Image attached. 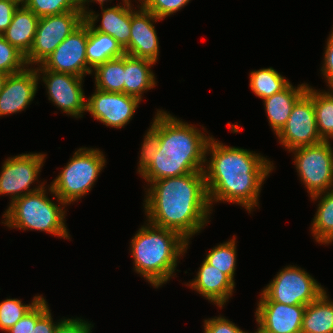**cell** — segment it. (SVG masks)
Instances as JSON below:
<instances>
[{"label":"cell","instance_id":"obj_1","mask_svg":"<svg viewBox=\"0 0 333 333\" xmlns=\"http://www.w3.org/2000/svg\"><path fill=\"white\" fill-rule=\"evenodd\" d=\"M197 129L165 111H158L144 136L137 172L148 183L203 172L211 137Z\"/></svg>","mask_w":333,"mask_h":333},{"label":"cell","instance_id":"obj_2","mask_svg":"<svg viewBox=\"0 0 333 333\" xmlns=\"http://www.w3.org/2000/svg\"><path fill=\"white\" fill-rule=\"evenodd\" d=\"M208 151L211 159L205 160L209 163L203 172L210 206L214 201H227L251 212L258 206L262 183L273 170V163L247 149L227 147L212 136L206 154Z\"/></svg>","mask_w":333,"mask_h":333},{"label":"cell","instance_id":"obj_3","mask_svg":"<svg viewBox=\"0 0 333 333\" xmlns=\"http://www.w3.org/2000/svg\"><path fill=\"white\" fill-rule=\"evenodd\" d=\"M146 195L147 221L177 232L188 242L209 222L212 207L204 172L152 181Z\"/></svg>","mask_w":333,"mask_h":333},{"label":"cell","instance_id":"obj_4","mask_svg":"<svg viewBox=\"0 0 333 333\" xmlns=\"http://www.w3.org/2000/svg\"><path fill=\"white\" fill-rule=\"evenodd\" d=\"M189 243L180 234L148 222L131 241L134 270L158 288L169 281Z\"/></svg>","mask_w":333,"mask_h":333},{"label":"cell","instance_id":"obj_5","mask_svg":"<svg viewBox=\"0 0 333 333\" xmlns=\"http://www.w3.org/2000/svg\"><path fill=\"white\" fill-rule=\"evenodd\" d=\"M45 186L15 199L3 214L6 226L23 230H39L70 239L65 225L64 207L46 196Z\"/></svg>","mask_w":333,"mask_h":333},{"label":"cell","instance_id":"obj_6","mask_svg":"<svg viewBox=\"0 0 333 333\" xmlns=\"http://www.w3.org/2000/svg\"><path fill=\"white\" fill-rule=\"evenodd\" d=\"M106 160L99 149L79 148L49 187L60 205H68L87 194Z\"/></svg>","mask_w":333,"mask_h":333},{"label":"cell","instance_id":"obj_7","mask_svg":"<svg viewBox=\"0 0 333 333\" xmlns=\"http://www.w3.org/2000/svg\"><path fill=\"white\" fill-rule=\"evenodd\" d=\"M324 288L305 270L287 266L262 290L259 302L304 305L316 300Z\"/></svg>","mask_w":333,"mask_h":333},{"label":"cell","instance_id":"obj_8","mask_svg":"<svg viewBox=\"0 0 333 333\" xmlns=\"http://www.w3.org/2000/svg\"><path fill=\"white\" fill-rule=\"evenodd\" d=\"M329 142L322 141L290 150L294 152L300 180L311 197L333 188V148Z\"/></svg>","mask_w":333,"mask_h":333},{"label":"cell","instance_id":"obj_9","mask_svg":"<svg viewBox=\"0 0 333 333\" xmlns=\"http://www.w3.org/2000/svg\"><path fill=\"white\" fill-rule=\"evenodd\" d=\"M84 20L85 18L81 11H69L41 17L37 25L32 48L25 56L28 67L34 63L41 65L58 45L78 28Z\"/></svg>","mask_w":333,"mask_h":333},{"label":"cell","instance_id":"obj_10","mask_svg":"<svg viewBox=\"0 0 333 333\" xmlns=\"http://www.w3.org/2000/svg\"><path fill=\"white\" fill-rule=\"evenodd\" d=\"M276 136L288 151L323 141L317 130L312 87L308 86L307 92L293 106L287 122Z\"/></svg>","mask_w":333,"mask_h":333},{"label":"cell","instance_id":"obj_11","mask_svg":"<svg viewBox=\"0 0 333 333\" xmlns=\"http://www.w3.org/2000/svg\"><path fill=\"white\" fill-rule=\"evenodd\" d=\"M45 157L41 153H26L6 159L0 172V195L9 194L12 203L25 194L43 188L44 184L33 189H30V185L38 179Z\"/></svg>","mask_w":333,"mask_h":333},{"label":"cell","instance_id":"obj_12","mask_svg":"<svg viewBox=\"0 0 333 333\" xmlns=\"http://www.w3.org/2000/svg\"><path fill=\"white\" fill-rule=\"evenodd\" d=\"M88 41V23L76 28L58 47L43 61L41 66L46 70L70 73L78 77L92 74L88 68L86 46Z\"/></svg>","mask_w":333,"mask_h":333},{"label":"cell","instance_id":"obj_13","mask_svg":"<svg viewBox=\"0 0 333 333\" xmlns=\"http://www.w3.org/2000/svg\"><path fill=\"white\" fill-rule=\"evenodd\" d=\"M36 72L43 74L42 80L48 90V98L64 113L76 118L82 117L86 111L84 91L82 89L83 77L70 73L55 72L37 65Z\"/></svg>","mask_w":333,"mask_h":333},{"label":"cell","instance_id":"obj_14","mask_svg":"<svg viewBox=\"0 0 333 333\" xmlns=\"http://www.w3.org/2000/svg\"><path fill=\"white\" fill-rule=\"evenodd\" d=\"M140 101L124 93L96 89L86 102V112L106 126L122 128L132 119Z\"/></svg>","mask_w":333,"mask_h":333},{"label":"cell","instance_id":"obj_15","mask_svg":"<svg viewBox=\"0 0 333 333\" xmlns=\"http://www.w3.org/2000/svg\"><path fill=\"white\" fill-rule=\"evenodd\" d=\"M255 312L258 329L263 333H301L306 306L259 302Z\"/></svg>","mask_w":333,"mask_h":333},{"label":"cell","instance_id":"obj_16","mask_svg":"<svg viewBox=\"0 0 333 333\" xmlns=\"http://www.w3.org/2000/svg\"><path fill=\"white\" fill-rule=\"evenodd\" d=\"M132 9L129 46L125 54L156 62L159 55V40L153 22L162 20L140 5Z\"/></svg>","mask_w":333,"mask_h":333},{"label":"cell","instance_id":"obj_17","mask_svg":"<svg viewBox=\"0 0 333 333\" xmlns=\"http://www.w3.org/2000/svg\"><path fill=\"white\" fill-rule=\"evenodd\" d=\"M8 75L0 92V116L23 111L33 101L40 79L36 68Z\"/></svg>","mask_w":333,"mask_h":333},{"label":"cell","instance_id":"obj_18","mask_svg":"<svg viewBox=\"0 0 333 333\" xmlns=\"http://www.w3.org/2000/svg\"><path fill=\"white\" fill-rule=\"evenodd\" d=\"M186 285L221 308L233 295L235 282L204 260L196 277Z\"/></svg>","mask_w":333,"mask_h":333},{"label":"cell","instance_id":"obj_19","mask_svg":"<svg viewBox=\"0 0 333 333\" xmlns=\"http://www.w3.org/2000/svg\"><path fill=\"white\" fill-rule=\"evenodd\" d=\"M131 1H124V5H117L110 8H101V25L95 27V21L98 18L93 11H88L85 21L98 32L112 36L125 50L129 46L132 7Z\"/></svg>","mask_w":333,"mask_h":333},{"label":"cell","instance_id":"obj_20","mask_svg":"<svg viewBox=\"0 0 333 333\" xmlns=\"http://www.w3.org/2000/svg\"><path fill=\"white\" fill-rule=\"evenodd\" d=\"M308 84L298 85L297 88L289 84L284 90L263 100L269 124L277 134L287 122L293 106L307 92Z\"/></svg>","mask_w":333,"mask_h":333},{"label":"cell","instance_id":"obj_21","mask_svg":"<svg viewBox=\"0 0 333 333\" xmlns=\"http://www.w3.org/2000/svg\"><path fill=\"white\" fill-rule=\"evenodd\" d=\"M39 19L24 5H19L2 36L26 56L32 48Z\"/></svg>","mask_w":333,"mask_h":333},{"label":"cell","instance_id":"obj_22","mask_svg":"<svg viewBox=\"0 0 333 333\" xmlns=\"http://www.w3.org/2000/svg\"><path fill=\"white\" fill-rule=\"evenodd\" d=\"M155 62L124 54V94L142 100V93L156 85L155 74L150 67Z\"/></svg>","mask_w":333,"mask_h":333},{"label":"cell","instance_id":"obj_23","mask_svg":"<svg viewBox=\"0 0 333 333\" xmlns=\"http://www.w3.org/2000/svg\"><path fill=\"white\" fill-rule=\"evenodd\" d=\"M125 54L122 46L112 36L95 31L88 24V41L86 46V58L88 68H96L106 61L122 57Z\"/></svg>","mask_w":333,"mask_h":333},{"label":"cell","instance_id":"obj_24","mask_svg":"<svg viewBox=\"0 0 333 333\" xmlns=\"http://www.w3.org/2000/svg\"><path fill=\"white\" fill-rule=\"evenodd\" d=\"M328 297L325 290L306 306L301 333H333V302Z\"/></svg>","mask_w":333,"mask_h":333},{"label":"cell","instance_id":"obj_25","mask_svg":"<svg viewBox=\"0 0 333 333\" xmlns=\"http://www.w3.org/2000/svg\"><path fill=\"white\" fill-rule=\"evenodd\" d=\"M318 197L320 203L310 229L317 242L330 244L333 241V189L312 196L311 199L317 200Z\"/></svg>","mask_w":333,"mask_h":333},{"label":"cell","instance_id":"obj_26","mask_svg":"<svg viewBox=\"0 0 333 333\" xmlns=\"http://www.w3.org/2000/svg\"><path fill=\"white\" fill-rule=\"evenodd\" d=\"M94 70L96 89L124 93V55L97 66Z\"/></svg>","mask_w":333,"mask_h":333},{"label":"cell","instance_id":"obj_27","mask_svg":"<svg viewBox=\"0 0 333 333\" xmlns=\"http://www.w3.org/2000/svg\"><path fill=\"white\" fill-rule=\"evenodd\" d=\"M290 82L272 67L262 68L250 73L251 90L263 100L284 90Z\"/></svg>","mask_w":333,"mask_h":333},{"label":"cell","instance_id":"obj_28","mask_svg":"<svg viewBox=\"0 0 333 333\" xmlns=\"http://www.w3.org/2000/svg\"><path fill=\"white\" fill-rule=\"evenodd\" d=\"M332 92L313 89V105L318 133L323 141L333 139V88Z\"/></svg>","mask_w":333,"mask_h":333},{"label":"cell","instance_id":"obj_29","mask_svg":"<svg viewBox=\"0 0 333 333\" xmlns=\"http://www.w3.org/2000/svg\"><path fill=\"white\" fill-rule=\"evenodd\" d=\"M235 237L232 240L219 244L209 251L204 259L210 265L221 270L234 282L236 268V245Z\"/></svg>","mask_w":333,"mask_h":333},{"label":"cell","instance_id":"obj_30","mask_svg":"<svg viewBox=\"0 0 333 333\" xmlns=\"http://www.w3.org/2000/svg\"><path fill=\"white\" fill-rule=\"evenodd\" d=\"M42 296H35L31 304H23L21 299H6L0 302V330L6 332L15 325Z\"/></svg>","mask_w":333,"mask_h":333},{"label":"cell","instance_id":"obj_31","mask_svg":"<svg viewBox=\"0 0 333 333\" xmlns=\"http://www.w3.org/2000/svg\"><path fill=\"white\" fill-rule=\"evenodd\" d=\"M23 5L39 18L69 11H81L79 0H25Z\"/></svg>","mask_w":333,"mask_h":333},{"label":"cell","instance_id":"obj_32","mask_svg":"<svg viewBox=\"0 0 333 333\" xmlns=\"http://www.w3.org/2000/svg\"><path fill=\"white\" fill-rule=\"evenodd\" d=\"M26 67L25 55L0 35V72L10 75Z\"/></svg>","mask_w":333,"mask_h":333},{"label":"cell","instance_id":"obj_33","mask_svg":"<svg viewBox=\"0 0 333 333\" xmlns=\"http://www.w3.org/2000/svg\"><path fill=\"white\" fill-rule=\"evenodd\" d=\"M49 309L46 299L43 297L30 309L15 325L8 329L7 333H31L32 324Z\"/></svg>","mask_w":333,"mask_h":333},{"label":"cell","instance_id":"obj_34","mask_svg":"<svg viewBox=\"0 0 333 333\" xmlns=\"http://www.w3.org/2000/svg\"><path fill=\"white\" fill-rule=\"evenodd\" d=\"M141 5L153 13L157 18L163 20V18L170 16L176 11H179L190 0H139Z\"/></svg>","mask_w":333,"mask_h":333},{"label":"cell","instance_id":"obj_35","mask_svg":"<svg viewBox=\"0 0 333 333\" xmlns=\"http://www.w3.org/2000/svg\"><path fill=\"white\" fill-rule=\"evenodd\" d=\"M204 333H247L223 316L204 320Z\"/></svg>","mask_w":333,"mask_h":333},{"label":"cell","instance_id":"obj_36","mask_svg":"<svg viewBox=\"0 0 333 333\" xmlns=\"http://www.w3.org/2000/svg\"><path fill=\"white\" fill-rule=\"evenodd\" d=\"M93 325L83 319H63L56 325L53 333H91Z\"/></svg>","mask_w":333,"mask_h":333},{"label":"cell","instance_id":"obj_37","mask_svg":"<svg viewBox=\"0 0 333 333\" xmlns=\"http://www.w3.org/2000/svg\"><path fill=\"white\" fill-rule=\"evenodd\" d=\"M326 44V50L324 52V64L322 65L323 67L320 71H322V74L324 78H326V81L328 82L331 89L333 88V30Z\"/></svg>","mask_w":333,"mask_h":333},{"label":"cell","instance_id":"obj_38","mask_svg":"<svg viewBox=\"0 0 333 333\" xmlns=\"http://www.w3.org/2000/svg\"><path fill=\"white\" fill-rule=\"evenodd\" d=\"M18 6L19 4L16 2L0 0V35H2L11 24L14 11Z\"/></svg>","mask_w":333,"mask_h":333},{"label":"cell","instance_id":"obj_39","mask_svg":"<svg viewBox=\"0 0 333 333\" xmlns=\"http://www.w3.org/2000/svg\"><path fill=\"white\" fill-rule=\"evenodd\" d=\"M58 323L53 322V318L48 309L37 321L36 324H32L31 333H53Z\"/></svg>","mask_w":333,"mask_h":333},{"label":"cell","instance_id":"obj_40","mask_svg":"<svg viewBox=\"0 0 333 333\" xmlns=\"http://www.w3.org/2000/svg\"><path fill=\"white\" fill-rule=\"evenodd\" d=\"M98 2L100 5H101V7H103V3H104V1L106 2V1H108V0H79V4H80V10H81V12H82V15H83V17L85 18L87 15H88V10L86 9L87 7H85V3L87 2ZM123 1H130V0H123Z\"/></svg>","mask_w":333,"mask_h":333},{"label":"cell","instance_id":"obj_41","mask_svg":"<svg viewBox=\"0 0 333 333\" xmlns=\"http://www.w3.org/2000/svg\"><path fill=\"white\" fill-rule=\"evenodd\" d=\"M8 77V74L0 72V92L3 89L4 83Z\"/></svg>","mask_w":333,"mask_h":333},{"label":"cell","instance_id":"obj_42","mask_svg":"<svg viewBox=\"0 0 333 333\" xmlns=\"http://www.w3.org/2000/svg\"><path fill=\"white\" fill-rule=\"evenodd\" d=\"M10 1L16 2L19 5H23L25 0H10Z\"/></svg>","mask_w":333,"mask_h":333},{"label":"cell","instance_id":"obj_43","mask_svg":"<svg viewBox=\"0 0 333 333\" xmlns=\"http://www.w3.org/2000/svg\"><path fill=\"white\" fill-rule=\"evenodd\" d=\"M255 333H263V332L260 329L257 328V330L255 331Z\"/></svg>","mask_w":333,"mask_h":333}]
</instances>
